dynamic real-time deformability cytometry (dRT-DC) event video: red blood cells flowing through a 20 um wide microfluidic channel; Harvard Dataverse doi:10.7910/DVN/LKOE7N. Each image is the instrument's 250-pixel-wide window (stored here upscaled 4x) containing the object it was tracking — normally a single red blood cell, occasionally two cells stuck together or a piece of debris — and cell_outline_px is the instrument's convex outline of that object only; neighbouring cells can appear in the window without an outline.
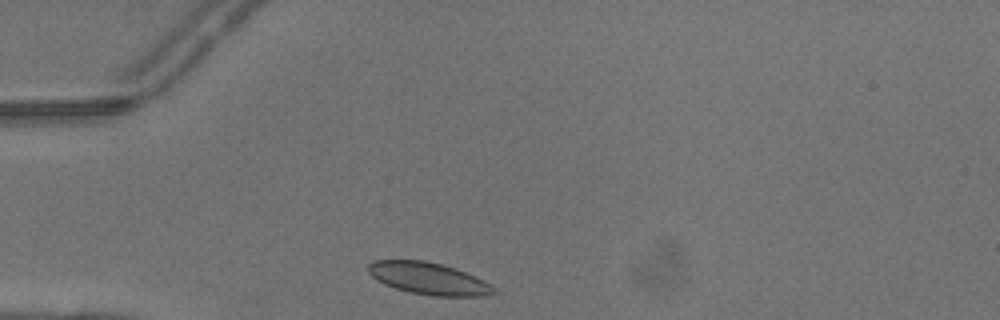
{"species": "common noctule bat (a hibernating species)", "species_latin": "Nyctalus noctula", "temperature_condition": "warm", "stored_images_in_passage": 2, "camera_frame_rate_fps": 3000, "um_per_image_px": 0.085, "animal": {"sex": "male", "body_mass_g": 13.3}, "frame": {"image": 1, "passage_image": 1, "time_ms": 0.0, "image_size_px": [1000, 320], "cell_outline_px": [[500, 292], [480, 296], [436, 296], [412, 292], [396, 288], [384, 284], [376, 280], [368, 272], [368, 264], [376, 260], [424, 260], [456, 268], [496, 288]], "centroid_in_image_um": [36.4, 23.67], "position_along_channel_um": 48.6, "area_um2": 23.06}}